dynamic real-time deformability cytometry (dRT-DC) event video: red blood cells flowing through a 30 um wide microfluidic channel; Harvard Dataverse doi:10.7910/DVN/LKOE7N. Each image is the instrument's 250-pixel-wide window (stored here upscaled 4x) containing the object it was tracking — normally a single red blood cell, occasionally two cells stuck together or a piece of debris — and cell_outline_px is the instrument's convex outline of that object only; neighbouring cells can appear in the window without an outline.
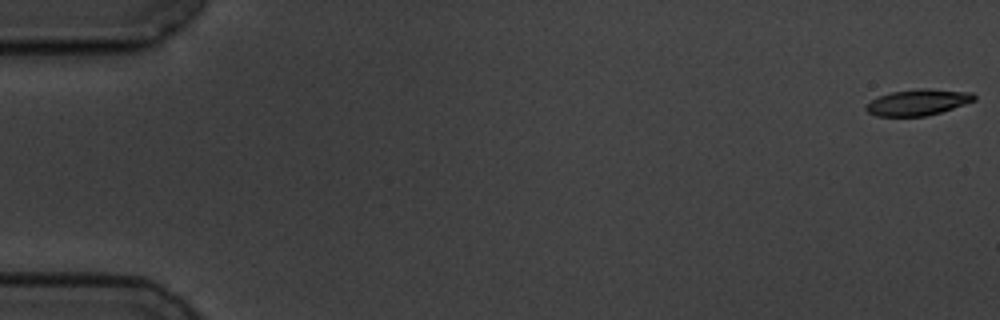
{"species": "common noctule bat (a hibernating species)", "species_latin": "Nyctalus noctula", "temperature_condition": "cold", "stored_images_in_passage": 58, "camera_frame_rate_fps": 3000, "um_per_image_px": 0.085, "animal": {"sex": "male", "body_mass_g": 19.5, "forearm_length_mm": 54.6}, "frame": {"image": 1, "passage_image": 1, "time_ms": 0.0, "image_size_px": [1000, 320], "cell_outline_px": [[976, 100], [940, 112], [924, 116], [876, 116], [868, 112], [864, 108], [872, 100], [880, 96], [892, 92], [916, 88], [928, 88], [972, 92], [976, 96]], "centroid_in_image_um": [78.04, 8.68], "position_along_channel_um": 7.0, "area_um2": 16.36}}
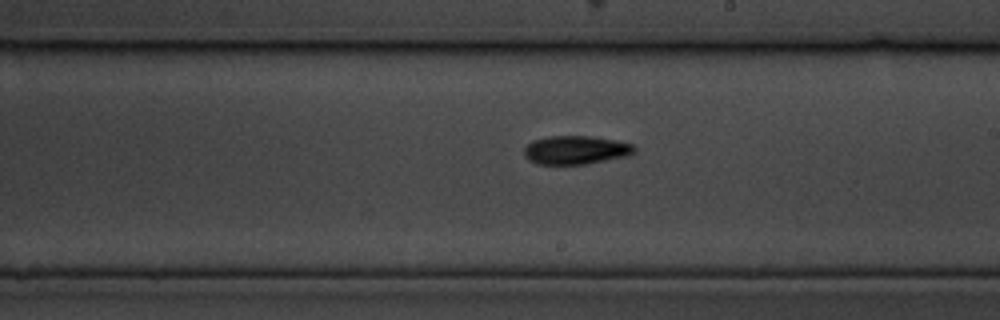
{"frame": {"image": 2, "passage_image": 34, "time_ms": 11.0, "image_size_px": [1000, 320], "cell_outline_px": [[636, 152], [628, 156], [584, 164], [536, 164], [528, 160], [524, 156], [524, 148], [532, 140], [548, 136], [588, 136], [616, 140], [632, 144], [636, 148]], "centroid_in_image_um": [48.93, 12.75], "position_along_channel_um": 240.1, "area_um2": 18.44}}
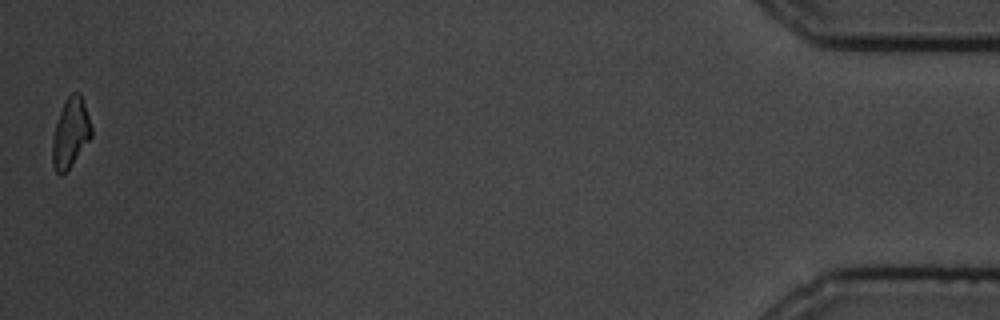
{"frame": {"image": 3, "passage_image": 58, "time_ms": 19.0, "image_size_px": [1000, 320], "cell_outline_px": [[92, 136], [72, 164], [60, 176], [56, 172], [52, 164], [52, 136], [64, 100], [72, 92], [80, 92], [92, 128]], "centroid_in_image_um": [5.98, 11.29], "position_along_channel_um": 429.2, "area_um2": 15.66}, "authors_computed_cell_mechanics": {"area_um2": 17.1666, "velocity_mm_per_s": 3.4844, "shape_relaxation_time_tau1_ms": 3.6906, "shape_relaxation_time_tau2_ms": 9.7776, "deformation_change_tau1": 0.115, "deformation_change_tau2": 0.2089}}